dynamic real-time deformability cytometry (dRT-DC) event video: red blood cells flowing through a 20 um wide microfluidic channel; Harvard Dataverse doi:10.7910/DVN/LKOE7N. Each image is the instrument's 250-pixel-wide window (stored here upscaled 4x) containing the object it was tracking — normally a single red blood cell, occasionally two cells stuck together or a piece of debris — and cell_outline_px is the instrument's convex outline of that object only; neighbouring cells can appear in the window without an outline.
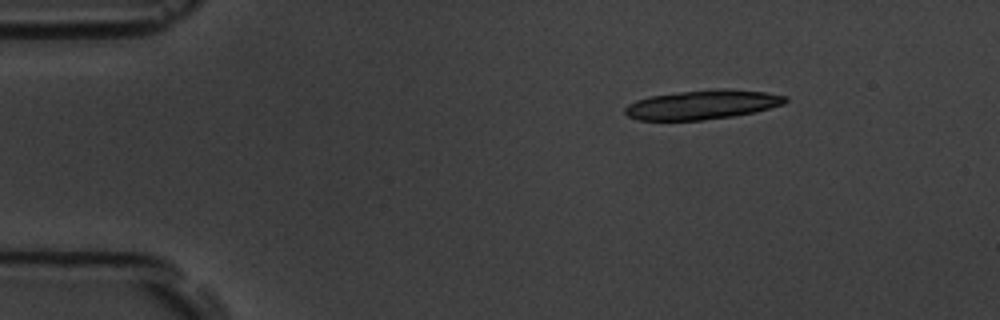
{"species": "common noctule bat (a hibernating species)", "species_latin": "Nyctalus noctula", "temperature_condition": "room temperature", "stored_images_in_passage": 9, "camera_frame_rate_fps": 3000, "um_per_image_px": 0.085, "animal": {"sex": "male", "body_mass_g": 19.5, "forearm_length_mm": 54.6}, "frame": {"image": 1, "passage_image": 1, "time_ms": 0.0, "image_size_px": [1000, 320], "cell_outline_px": [[788, 100], [784, 104], [756, 112], [732, 116], [704, 120], [640, 120], [628, 116], [624, 112], [624, 108], [628, 104], [636, 100], [648, 96], [680, 92], [716, 88], [724, 88], [764, 92], [788, 96]], "centroid_in_image_um": [59.71, 8.89], "position_along_channel_um": 25.3, "area_um2": 27.46}}
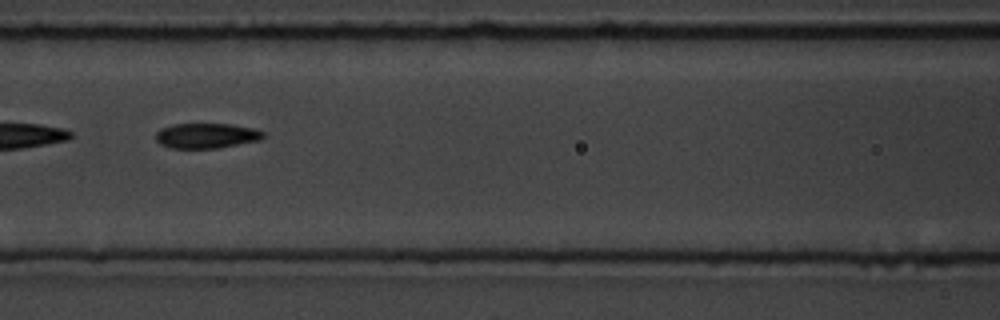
{"frame": {"image": 2, "passage_image": 6, "time_ms": 5.667, "image_size_px": [1000, 320], "cell_outline_px": [[264, 136], [260, 140], [216, 148], [172, 148], [160, 144], [156, 140], [156, 132], [160, 128], [172, 124], [232, 124], [252, 128], [264, 132]], "centroid_in_image_um": [17.52, 11.53], "position_along_channel_um": 149.1, "area_um2": 15.66}}
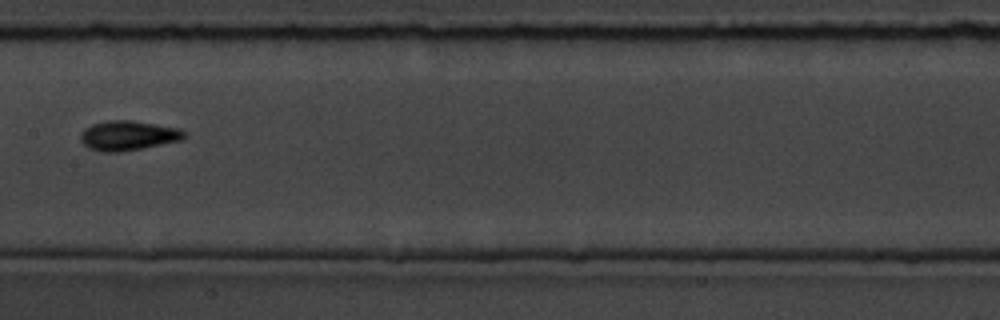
{"frame": {"image": 3, "passage_image": 7, "time_ms": 7.0, "image_size_px": [1000, 320], "cell_outline_px": [[188, 132], [180, 140], [144, 148], [120, 152], [104, 152], [88, 148], [80, 140], [80, 136], [84, 128], [92, 124], [108, 120], [132, 120], [180, 128]], "centroid_in_image_um": [10.89, 11.52], "position_along_channel_um": 196.5, "area_um2": 18.03}}